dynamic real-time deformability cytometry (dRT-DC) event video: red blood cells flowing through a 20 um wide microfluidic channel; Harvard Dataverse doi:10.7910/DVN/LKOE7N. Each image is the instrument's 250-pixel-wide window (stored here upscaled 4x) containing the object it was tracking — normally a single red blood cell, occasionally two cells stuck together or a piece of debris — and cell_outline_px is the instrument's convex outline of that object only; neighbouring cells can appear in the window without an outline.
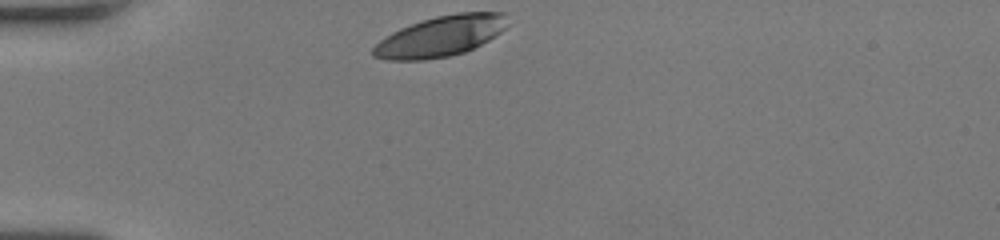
{"species": "human", "species_latin": "Homo sapiens", "temperature_condition": "room temperature", "stored_images_in_passage": 30, "camera_frame_rate_fps": 3000, "um_per_image_px": 0.085, "donor": {"sex": "female"}, "frame": {"image": 1, "passage_image": 1, "time_ms": 0.0, "image_size_px": [1000, 240], "cell_outline_px": [[512, 24], [488, 40], [464, 52], [448, 56], [424, 60], [388, 60], [372, 56], [372, 48], [380, 40], [392, 32], [400, 28], [436, 16], [456, 12], [508, 12]], "centroid_in_image_um": [37.51, 3.06], "position_along_channel_um": 47.5, "area_um2": 31.96}}
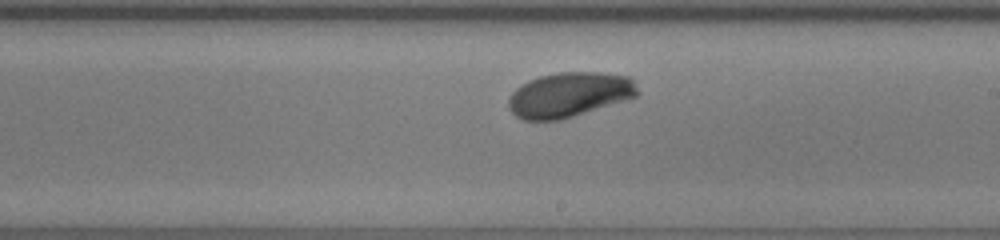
{"frame": {"image": 2, "passage_image": 18, "time_ms": 5.667, "image_size_px": [1000, 240], "cell_outline_px": [[640, 92], [636, 96], [560, 120], [524, 120], [516, 116], [508, 108], [508, 96], [516, 88], [528, 80], [540, 76], [560, 72], [600, 72], [628, 76], [636, 84]], "centroid_in_image_um": [48.35, 8.04], "position_along_channel_um": 240.6, "area_um2": 33.52}}
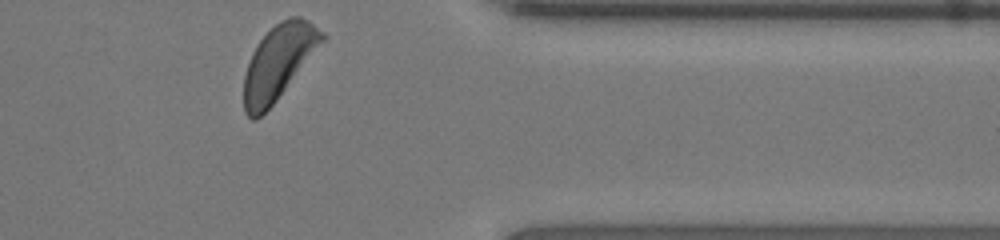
{"frame": {"image": 3, "passage_image": 30, "time_ms": 9.667, "image_size_px": [1000, 240], "cell_outline_px": [[328, 36], [276, 100], [256, 120], [252, 120], [244, 112], [244, 76], [252, 52], [260, 40], [280, 20], [288, 16], [300, 16], [308, 20], [324, 32]], "centroid_in_image_um": [23.68, 5.26], "position_along_channel_um": 387.7, "area_um2": 33.47}, "authors_computed_cell_mechanics": {"area_um2": 33.2928, "velocity_mm_per_s": 3.9437, "shape_relaxation_time_tau1_ms": 2.4592, "shape_relaxation_time_tau2_ms": null, "deformation_change_tau1": 0.1401, "deformation_change_tau2": null}}